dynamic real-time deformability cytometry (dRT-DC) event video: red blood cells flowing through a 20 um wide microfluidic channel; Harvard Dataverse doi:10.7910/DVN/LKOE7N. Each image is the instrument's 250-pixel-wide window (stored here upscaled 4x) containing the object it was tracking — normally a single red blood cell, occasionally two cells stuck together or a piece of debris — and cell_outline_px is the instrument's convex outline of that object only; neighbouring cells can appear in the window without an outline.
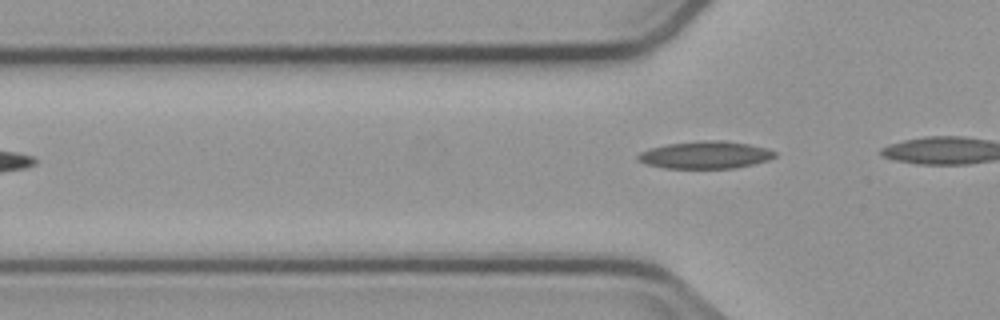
{"species": "common noctule bat (a hibernating species)", "species_latin": "Nyctalus noctula", "temperature_condition": "cold", "stored_images_in_passage": 4, "camera_frame_rate_fps": 3000, "um_per_image_px": 0.085, "animal": {"sex": "male", "body_mass_g": 23.1, "forearm_length_mm": 52.7}, "frame": {"image": 1, "passage_image": 4, "time_ms": 3.667, "image_size_px": [1000, 320], "cell_outline_px": [[776, 156], [768, 160], [756, 164], [736, 168], [664, 168], [648, 164], [636, 160], [636, 156], [640, 152], [652, 148], [668, 144], [704, 140], [724, 140], [748, 144], [768, 148], [776, 152]], "centroid_in_image_um": [59.99, 13.17], "position_along_channel_um": 65.8, "area_um2": 21.91}}